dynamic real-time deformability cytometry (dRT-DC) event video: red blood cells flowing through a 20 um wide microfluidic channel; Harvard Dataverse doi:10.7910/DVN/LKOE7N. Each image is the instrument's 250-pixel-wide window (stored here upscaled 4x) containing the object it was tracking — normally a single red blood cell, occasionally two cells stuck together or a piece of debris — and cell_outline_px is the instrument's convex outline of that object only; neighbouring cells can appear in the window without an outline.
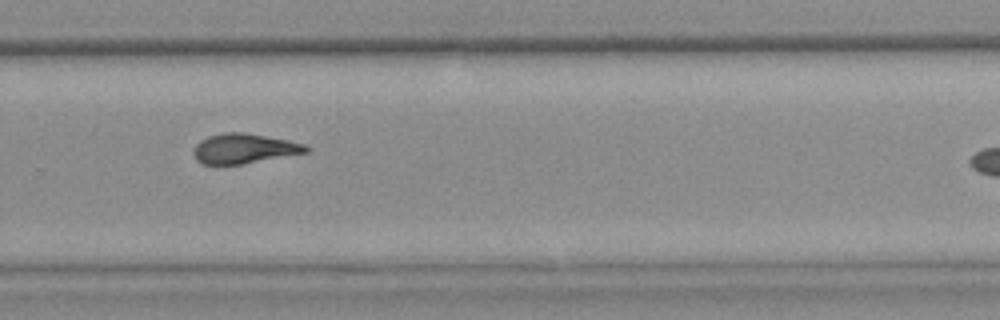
{"species": "common noctule bat (a hibernating species)", "species_latin": "Nyctalus noctula", "temperature_condition": "warm", "stored_images_in_passage": 38, "segment_of_instrument_passage": [2, 2], "camera_frame_rate_fps": 3000, "um_per_image_px": 0.085, "animal": {"sex": "female", "body_mass_g": 25.1}, "frame": {"image": 1, "passage_image": 30, "time_ms": 9.667, "image_size_px": [1000, 320], "cell_outline_px": [[308, 152], [240, 164], [204, 164], [196, 160], [192, 152], [196, 144], [200, 140], [208, 136], [224, 132], [244, 132], [288, 140], [304, 144], [308, 148]], "centroid_in_image_um": [20.7, 12.62], "position_along_channel_um": 309.1, "area_um2": 19.36}}